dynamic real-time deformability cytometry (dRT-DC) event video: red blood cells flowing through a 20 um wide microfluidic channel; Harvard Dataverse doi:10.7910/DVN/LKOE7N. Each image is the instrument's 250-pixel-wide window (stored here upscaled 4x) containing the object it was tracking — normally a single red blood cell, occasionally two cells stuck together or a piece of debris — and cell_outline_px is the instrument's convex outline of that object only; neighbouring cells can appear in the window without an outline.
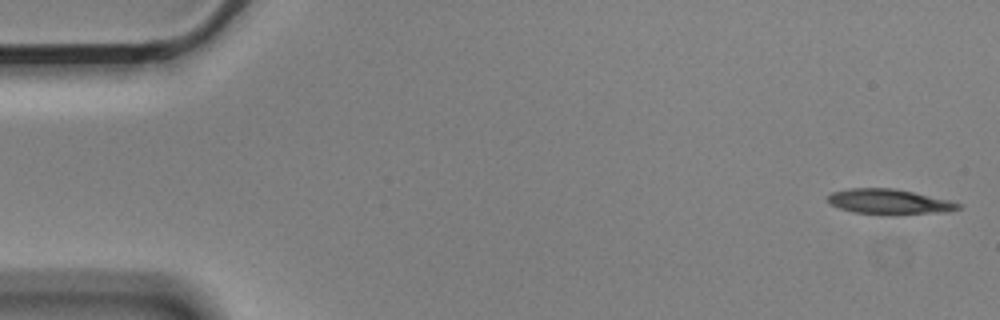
{"species": "Egyptian fruit bat (a non-hibernating species)", "species_latin": "Rousettus aegyptiacus", "temperature_condition": "cold", "stored_images_in_passage": 4, "camera_frame_rate_fps": 3000, "um_per_image_px": 0.085, "animal": {"sex": "male"}, "frame": {"image": 1, "passage_image": 1, "time_ms": 0.0, "image_size_px": [1000, 320], "cell_outline_px": [[964, 204], [960, 208], [948, 212], [896, 216], [888, 216], [852, 212], [828, 204], [828, 196], [832, 192], [848, 188], [892, 188], [912, 192], [948, 200]], "centroid_in_image_um": [75.59, 17.18], "position_along_channel_um": 9.4, "area_um2": 19.65}}
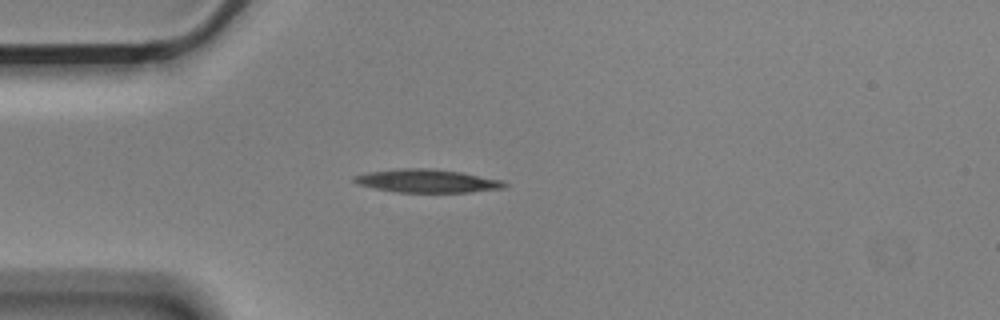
{"frame": {"image": 2, "passage_image": 4, "time_ms": 1.0, "image_size_px": [1000, 320], "cell_outline_px": [[508, 184], [504, 188], [468, 192], [400, 192], [376, 188], [356, 184], [352, 180], [352, 176], [368, 172], [400, 168], [432, 168], [460, 172], [504, 180]], "centroid_in_image_um": [36.3, 15.37], "position_along_channel_um": 48.7, "area_um2": 20.35}}